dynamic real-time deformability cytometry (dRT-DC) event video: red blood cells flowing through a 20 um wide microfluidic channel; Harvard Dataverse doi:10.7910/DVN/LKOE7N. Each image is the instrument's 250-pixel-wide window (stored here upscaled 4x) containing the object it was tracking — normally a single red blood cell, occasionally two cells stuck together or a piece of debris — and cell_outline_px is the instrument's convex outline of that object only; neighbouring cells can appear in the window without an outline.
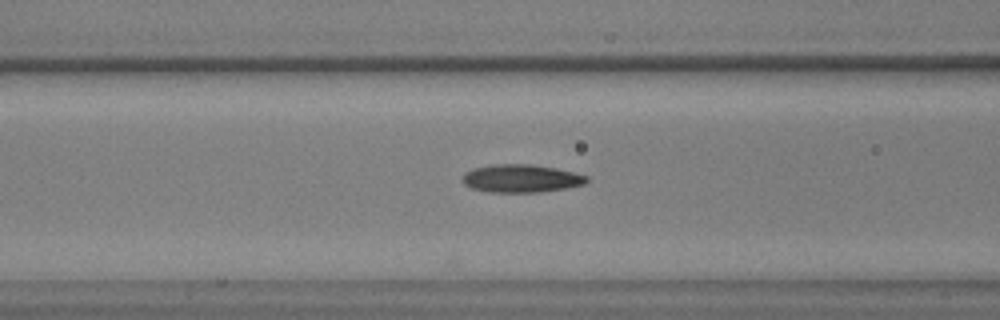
{"species": "common noctule bat (a hibernating species)", "species_latin": "Nyctalus noctula", "temperature_condition": "warm", "stored_images_in_passage": 43, "camera_frame_rate_fps": 3000, "um_per_image_px": 0.085, "animal": {"sex": "male", "body_mass_g": 17.9, "forearm_length_mm": 54.2}, "frame": {"image": 1, "passage_image": 8, "time_ms": 2.333, "image_size_px": [1000, 320], "cell_outline_px": [[588, 180], [584, 184], [564, 188], [540, 192], [488, 192], [472, 188], [464, 184], [460, 180], [464, 172], [472, 168], [492, 164], [528, 164], [556, 168], [588, 176]], "centroid_in_image_um": [44.23, 15.16], "position_along_channel_um": 122.4, "area_um2": 20.29}}
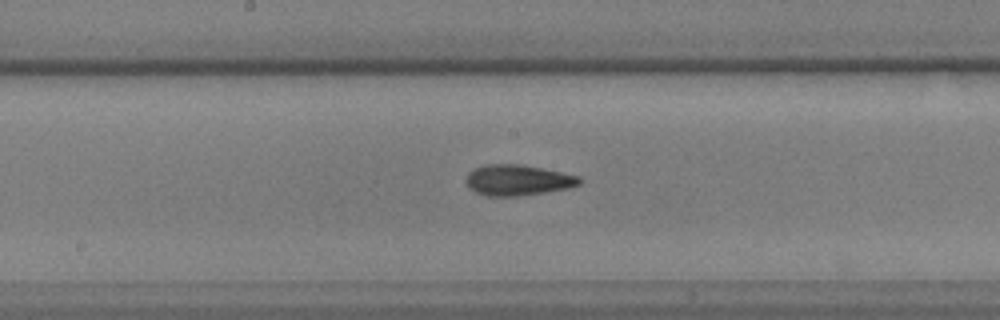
{"frame": {"image": 2, "passage_image": 15, "time_ms": 4.667, "image_size_px": [1000, 320], "cell_outline_px": [[584, 180], [580, 184], [568, 188], [520, 196], [488, 196], [476, 192], [468, 188], [464, 180], [468, 172], [484, 164], [520, 164], [580, 176]], "centroid_in_image_um": [43.98, 15.31], "position_along_channel_um": 204.2, "area_um2": 20.4}}
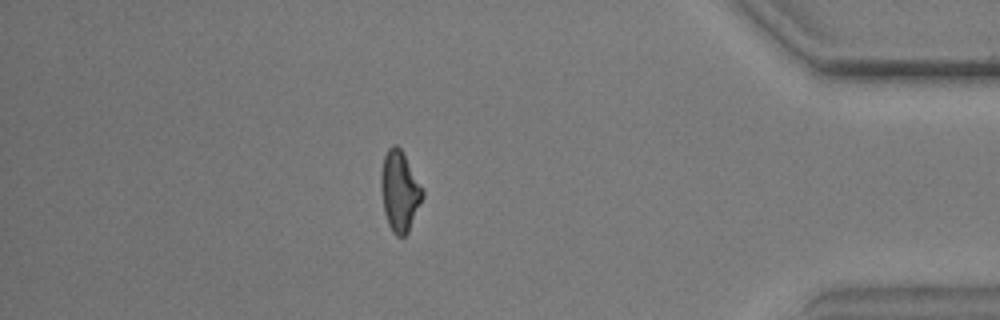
{"frame": {"image": 3, "passage_image": 35, "time_ms": 11.333, "image_size_px": [1000, 320], "cell_outline_px": [[424, 196], [408, 232], [404, 236], [396, 236], [392, 232], [388, 224], [384, 212], [380, 188], [380, 172], [384, 156], [388, 148], [392, 144], [396, 144], [400, 148], [424, 192]], "centroid_in_image_um": [33.94, 16.26], "position_along_channel_um": 401.3, "area_um2": 19.36}}